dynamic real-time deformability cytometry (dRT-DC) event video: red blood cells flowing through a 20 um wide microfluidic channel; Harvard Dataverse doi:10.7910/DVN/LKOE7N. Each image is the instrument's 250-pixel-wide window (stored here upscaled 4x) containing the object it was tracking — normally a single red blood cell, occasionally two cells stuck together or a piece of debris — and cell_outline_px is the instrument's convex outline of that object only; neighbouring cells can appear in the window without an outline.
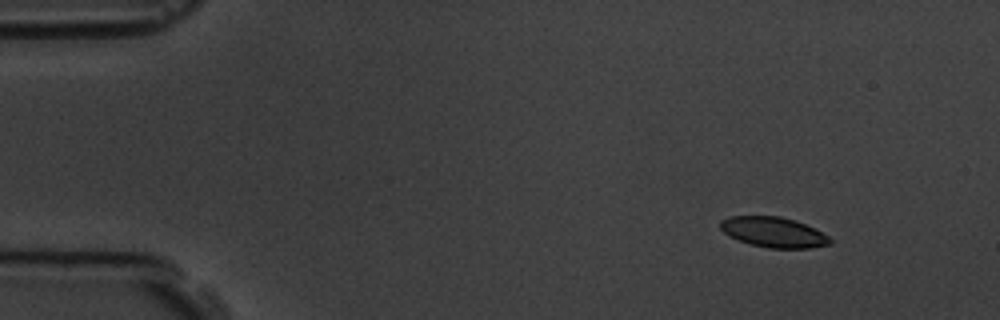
{"species": "common noctule bat (a hibernating species)", "species_latin": "Nyctalus noctula", "temperature_condition": "room temperature", "stored_images_in_passage": 5, "segment_of_instrument_passage": [1, 2], "camera_frame_rate_fps": 3000, "um_per_image_px": 0.085, "animal": {"sex": "male", "body_mass_g": 19.5, "forearm_length_mm": 54.6}, "frame": {"image": 1, "passage_image": 1, "time_ms": 0.0, "image_size_px": [1000, 320], "cell_outline_px": [[832, 244], [812, 248], [768, 248], [752, 244], [728, 236], [720, 228], [720, 220], [728, 216], [780, 216], [804, 224], [828, 236], [832, 240]], "centroid_in_image_um": [65.73, 19.74], "position_along_channel_um": 19.3, "area_um2": 19.19}}